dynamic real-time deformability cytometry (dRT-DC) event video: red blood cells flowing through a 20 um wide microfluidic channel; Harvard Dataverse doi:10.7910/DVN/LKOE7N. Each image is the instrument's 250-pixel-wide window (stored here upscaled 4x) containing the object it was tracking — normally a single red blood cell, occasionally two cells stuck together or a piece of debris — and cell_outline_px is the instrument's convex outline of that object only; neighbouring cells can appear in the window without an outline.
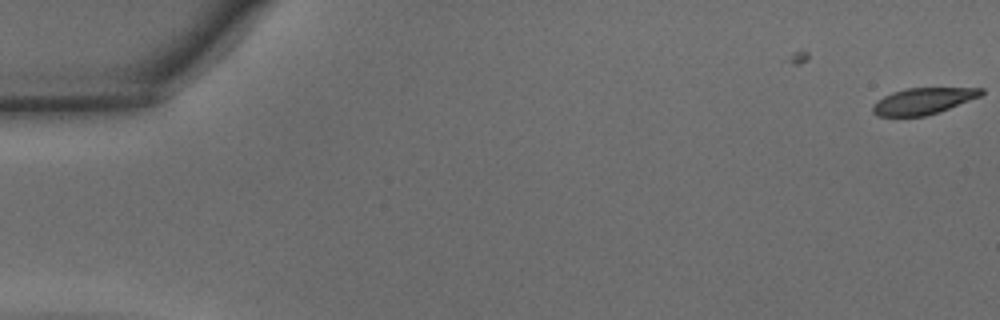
{"species": "common noctule bat (a hibernating species)", "species_latin": "Nyctalus noctula", "temperature_condition": "warm", "stored_images_in_passage": 3, "camera_frame_rate_fps": 3000, "um_per_image_px": 0.085, "animal": {"sex": "male", "body_mass_g": 15.6}, "frame": {"image": 1, "passage_image": 3, "time_ms": 0.667, "image_size_px": [1000, 320], "cell_outline_px": [[984, 92], [980, 96], [940, 112], [924, 116], [876, 116], [872, 112], [872, 104], [876, 100], [892, 92], [904, 88], [984, 88]], "centroid_in_image_um": [78.42, 8.59], "position_along_channel_um": 6.6, "area_um2": 16.76}}